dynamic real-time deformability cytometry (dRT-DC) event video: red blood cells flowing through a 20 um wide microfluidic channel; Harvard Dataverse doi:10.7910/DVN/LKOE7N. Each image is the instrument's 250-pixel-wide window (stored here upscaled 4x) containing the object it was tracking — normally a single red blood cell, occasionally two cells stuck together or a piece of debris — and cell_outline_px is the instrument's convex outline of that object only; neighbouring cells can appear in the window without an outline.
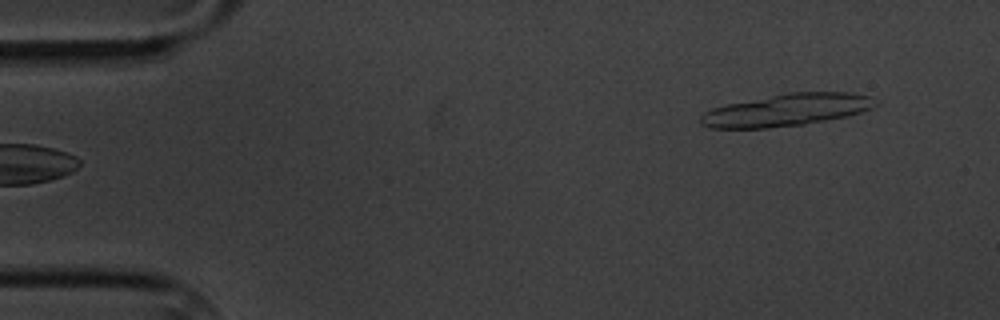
{"species": "common noctule bat (a hibernating species)", "species_latin": "Nyctalus noctula", "temperature_condition": "cold", "stored_images_in_passage": 5, "camera_frame_rate_fps": 3000, "um_per_image_px": 0.085, "animal": {"sex": "male", "body_mass_g": 20.1, "forearm_length_mm": 53.5}, "frame": {"image": 1, "passage_image": 5, "time_ms": 4.667, "image_size_px": [1000, 320], "cell_outline_px": [[880, 104], [872, 108], [848, 116], [804, 124], [768, 128], [708, 128], [700, 124], [700, 116], [704, 112], [712, 108], [728, 104], [788, 92], [852, 92], [868, 96]], "centroid_in_image_um": [66.87, 9.35], "position_along_channel_um": 18.1, "area_um2": 32.77}}